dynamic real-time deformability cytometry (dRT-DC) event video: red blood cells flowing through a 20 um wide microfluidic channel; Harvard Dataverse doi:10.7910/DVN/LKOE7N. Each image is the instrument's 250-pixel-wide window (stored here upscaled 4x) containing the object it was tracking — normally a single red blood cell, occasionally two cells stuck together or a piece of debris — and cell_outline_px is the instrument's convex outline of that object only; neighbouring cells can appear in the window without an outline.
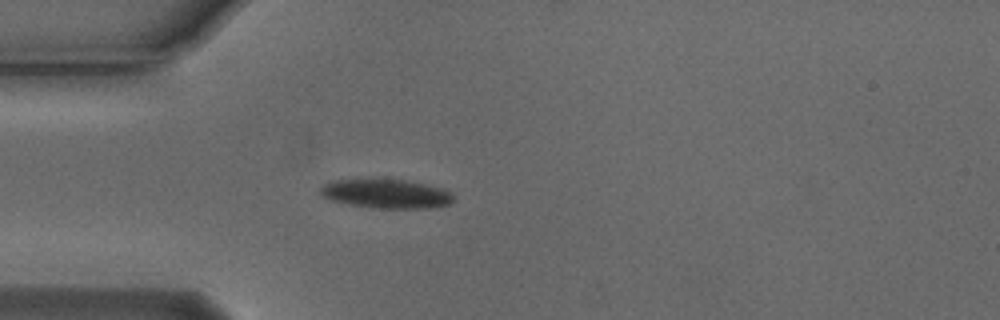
{"species": "Egyptian fruit bat (a non-hibernating species)", "species_latin": "Rousettus aegyptiacus", "temperature_condition": "cold", "stored_images_in_passage": 5, "camera_frame_rate_fps": 3000, "um_per_image_px": 0.085, "animal": {"sex": "male"}, "frame": {"image": 1, "passage_image": 5, "time_ms": 1.333, "image_size_px": [1000, 320], "cell_outline_px": [[452, 200], [448, 204], [436, 208], [372, 208], [348, 204], [332, 200], [324, 196], [320, 192], [320, 188], [324, 184], [336, 180], [404, 180], [424, 184], [440, 188], [452, 192]], "centroid_in_image_um": [32.84, 16.49], "position_along_channel_um": 52.2, "area_um2": 22.14}}